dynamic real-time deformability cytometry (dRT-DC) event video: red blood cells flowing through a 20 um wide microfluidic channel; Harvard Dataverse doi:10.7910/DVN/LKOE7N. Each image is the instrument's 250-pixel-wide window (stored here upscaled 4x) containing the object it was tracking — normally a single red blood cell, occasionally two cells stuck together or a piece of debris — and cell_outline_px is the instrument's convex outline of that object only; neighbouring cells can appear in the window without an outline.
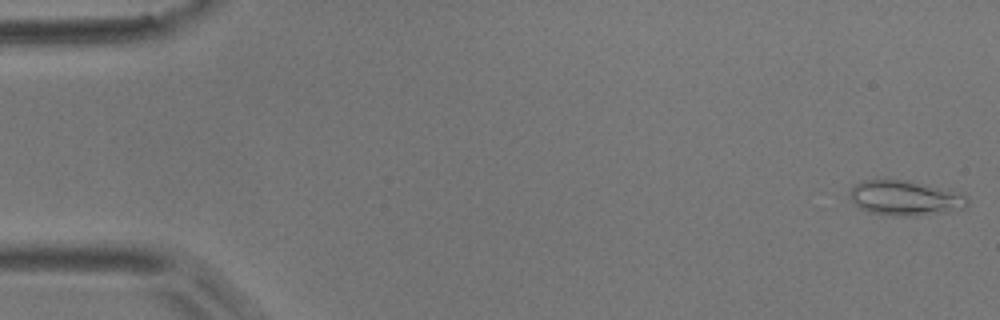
{"species": "common noctule bat (a hibernating species)", "species_latin": "Nyctalus noctula", "temperature_condition": "room temperature", "stored_images_in_passage": 23, "camera_frame_rate_fps": 3000, "um_per_image_px": 0.085, "animal": {"sex": "male", "body_mass_g": 17.9}, "frame": {"image": 1, "passage_image": 1, "time_ms": 0.0, "image_size_px": [1000, 320], "cell_outline_px": [[968, 204], [964, 208], [912, 216], [896, 216], [868, 212], [860, 208], [852, 200], [848, 192], [848, 188], [860, 180], [908, 180], [924, 184], [964, 196], [968, 200]], "centroid_in_image_um": [76.8, 16.82], "position_along_channel_um": 8.2, "area_um2": 23.41}}
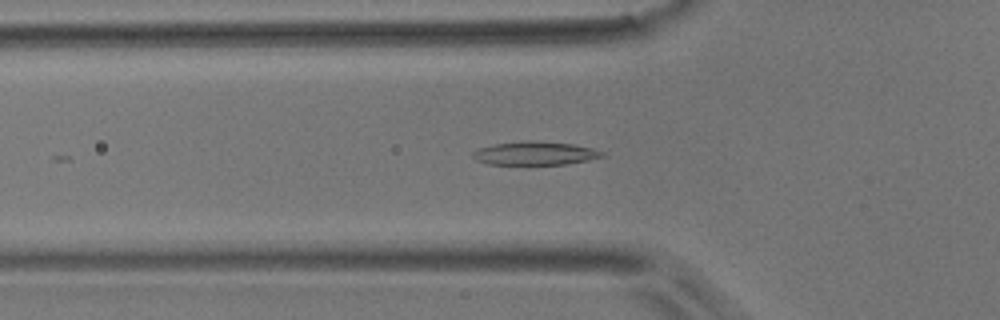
{"frame": {"image": 2, "passage_image": 18, "time_ms": 5.667, "image_size_px": [1000, 320], "cell_outline_px": [[604, 156], [588, 160], [564, 164], [488, 164], [476, 160], [472, 156], [472, 152], [480, 148], [496, 144], [524, 140], [536, 140], [572, 144], [592, 148], [604, 152]], "centroid_in_image_um": [45.48, 13.02], "position_along_channel_um": 80.3, "area_um2": 17.57}}
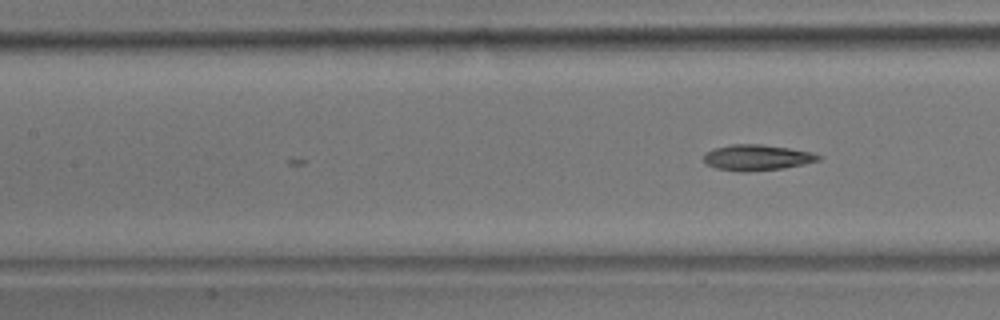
{"frame": {"image": 3, "passage_image": 23, "time_ms": 7.333, "image_size_px": [1000, 320], "cell_outline_px": [[820, 160], [804, 164], [784, 168], [740, 172], [716, 168], [708, 164], [704, 160], [704, 152], [716, 148], [732, 144], [760, 144], [788, 148], [812, 152], [820, 156]], "centroid_in_image_um": [64.34, 13.39], "position_along_channel_um": 143.1, "area_um2": 17.05}}